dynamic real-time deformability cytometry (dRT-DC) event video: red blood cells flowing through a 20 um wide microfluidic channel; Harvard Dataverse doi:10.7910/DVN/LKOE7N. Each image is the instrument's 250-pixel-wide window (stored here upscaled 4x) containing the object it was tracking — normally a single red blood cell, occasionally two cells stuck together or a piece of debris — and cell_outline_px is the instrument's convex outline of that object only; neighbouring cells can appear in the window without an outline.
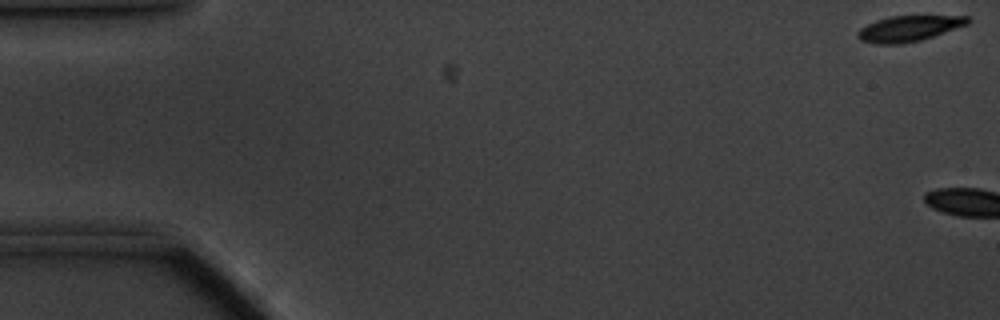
{"species": "common noctule bat (a hibernating species)", "species_latin": "Nyctalus noctula", "temperature_condition": "cold", "stored_images_in_passage": 4, "camera_frame_rate_fps": 3000, "um_per_image_px": 0.085, "animal": {"sex": "male", "body_mass_g": 20.1, "forearm_length_mm": 53.5}, "frame": {"image": 1, "passage_image": 1, "time_ms": 0.0, "image_size_px": [1000, 320], "cell_outline_px": [[972, 20], [968, 24], [920, 40], [900, 44], [876, 44], [860, 40], [856, 36], [856, 32], [860, 28], [876, 20], [888, 16], [968, 16]], "centroid_in_image_um": [77.21, 2.42], "position_along_channel_um": 7.8, "area_um2": 16.42}}